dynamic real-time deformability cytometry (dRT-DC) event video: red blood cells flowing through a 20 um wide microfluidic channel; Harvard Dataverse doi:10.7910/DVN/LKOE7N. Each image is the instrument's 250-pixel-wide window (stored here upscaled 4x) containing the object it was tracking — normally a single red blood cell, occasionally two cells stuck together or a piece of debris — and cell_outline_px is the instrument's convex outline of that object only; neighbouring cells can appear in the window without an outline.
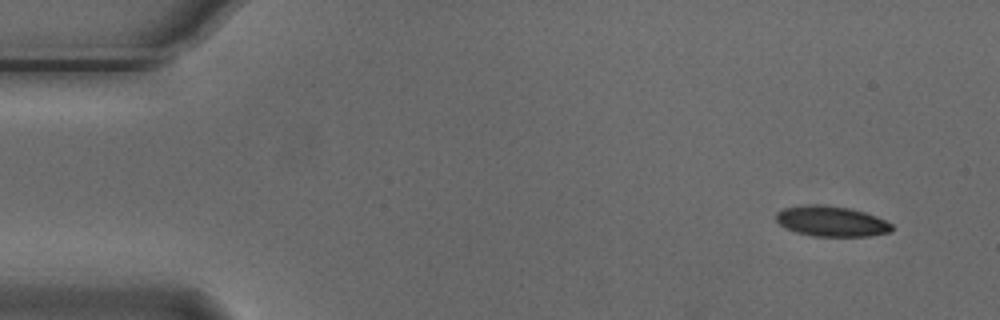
{"species": "Egyptian fruit bat (a non-hibernating species)", "species_latin": "Rousettus aegyptiacus", "temperature_condition": "cold", "stored_images_in_passage": 5, "camera_frame_rate_fps": 3000, "um_per_image_px": 0.085, "animal": {"sex": "male"}, "frame": {"image": 1, "passage_image": 1, "time_ms": 0.0, "image_size_px": [1000, 320], "cell_outline_px": [[892, 232], [868, 236], [812, 236], [796, 232], [784, 228], [776, 220], [776, 212], [784, 208], [804, 204], [824, 204], [848, 208], [864, 212], [876, 216], [892, 224]], "centroid_in_image_um": [70.64, 18.8], "position_along_channel_um": 14.4, "area_um2": 20.63}}
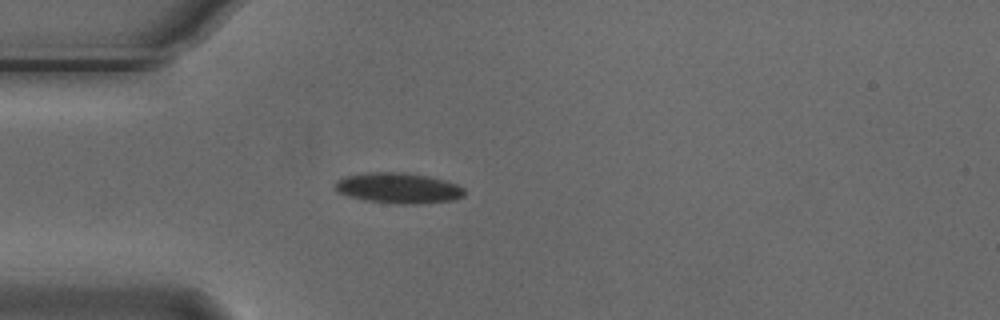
{"frame": {"image": 2, "passage_image": 4, "time_ms": 1.0, "image_size_px": [1000, 320], "cell_outline_px": [[464, 196], [456, 200], [420, 204], [396, 204], [364, 200], [348, 196], [336, 192], [336, 180], [344, 176], [368, 172], [400, 172], [428, 176], [444, 180], [456, 184], [464, 188]], "centroid_in_image_um": [33.86, 15.99], "position_along_channel_um": 51.1, "area_um2": 23.24}}